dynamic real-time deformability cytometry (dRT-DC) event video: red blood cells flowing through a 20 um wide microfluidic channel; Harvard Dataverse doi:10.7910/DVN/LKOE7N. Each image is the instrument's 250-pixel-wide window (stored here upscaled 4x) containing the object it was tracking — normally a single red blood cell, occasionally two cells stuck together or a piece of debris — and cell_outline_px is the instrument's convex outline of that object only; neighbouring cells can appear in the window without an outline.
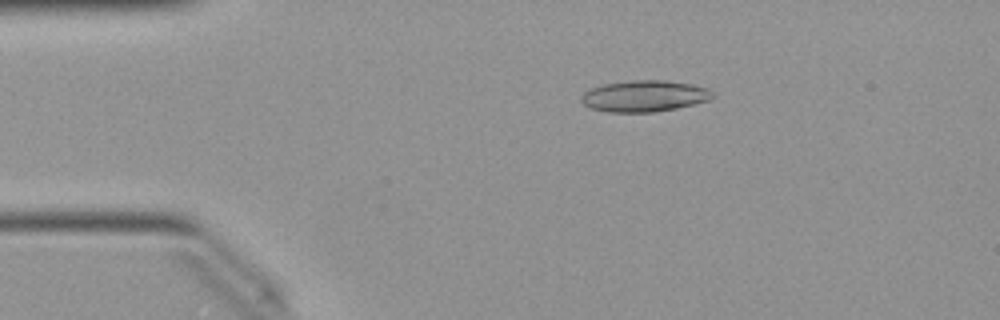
{"species": "Egyptian fruit bat (a non-hibernating species)", "species_latin": "Rousettus aegyptiacus", "temperature_condition": "warm", "stored_images_in_passage": 44, "camera_frame_rate_fps": 3000, "um_per_image_px": 0.085, "animal": {"sex": "female"}, "frame": {"image": 1, "passage_image": 3, "time_ms": 0.667, "image_size_px": [1000, 320], "cell_outline_px": [[712, 96], [708, 100], [676, 108], [652, 112], [608, 112], [588, 108], [580, 100], [580, 96], [584, 92], [592, 88], [604, 84], [632, 80], [664, 80], [692, 84], [708, 88], [712, 92]], "centroid_in_image_um": [54.72, 8.16], "position_along_channel_um": 30.3, "area_um2": 23.87}}
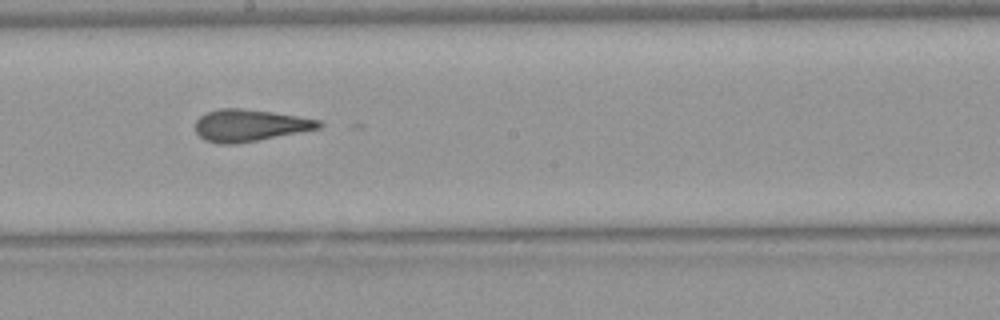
{"frame": {"image": 2, "passage_image": 21, "time_ms": 6.667, "image_size_px": [1000, 320], "cell_outline_px": [[324, 124], [320, 128], [236, 144], [220, 144], [204, 140], [196, 132], [196, 120], [204, 112], [220, 108], [240, 108], [272, 112], [300, 116], [320, 120]], "centroid_in_image_um": [21.21, 10.65], "position_along_channel_um": 227.0, "area_um2": 23.0}}
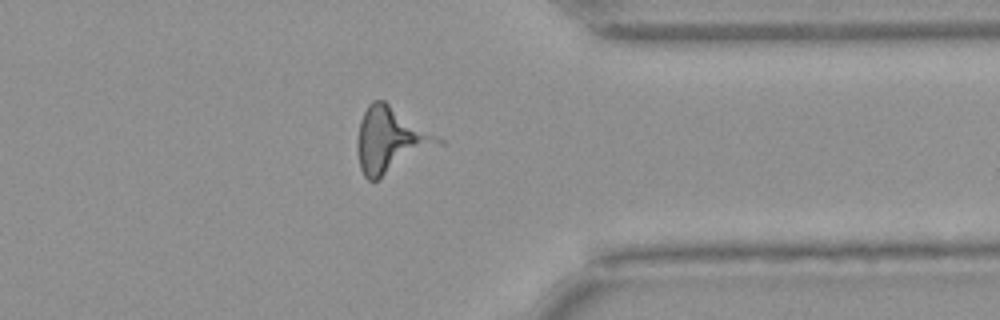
{"frame": {"image": 3, "passage_image": 33, "time_ms": 10.667, "image_size_px": [1000, 320], "cell_outline_px": [[448, 144], [376, 180], [368, 180], [364, 176], [360, 168], [356, 148], [356, 140], [360, 120], [368, 104], [372, 100], [384, 100], [444, 140]], "centroid_in_image_um": [33.24, 11.93], "position_along_channel_um": 378.2, "area_um2": 31.39}, "authors_computed_cell_mechanics": {"area_um2": 23.8136, "velocity_mm_per_s": 4.0396, "shape_relaxation_time_tau1_ms": null, "shape_relaxation_time_tau2_ms": 3.6246, "deformation_change_tau1": null, "deformation_change_tau2": 0.1672}}